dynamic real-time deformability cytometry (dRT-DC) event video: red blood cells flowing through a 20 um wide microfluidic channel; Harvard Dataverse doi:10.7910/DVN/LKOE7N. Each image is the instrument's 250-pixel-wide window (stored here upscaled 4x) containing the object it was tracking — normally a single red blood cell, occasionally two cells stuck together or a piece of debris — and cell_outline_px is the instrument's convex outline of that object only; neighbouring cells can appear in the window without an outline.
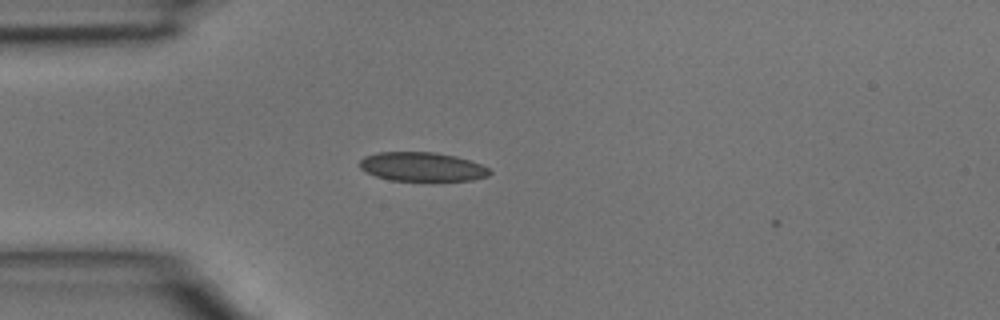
{"species": "common noctule bat (a hibernating species)", "species_latin": "Nyctalus noctula", "temperature_condition": "room temperature", "stored_images_in_passage": 3, "camera_frame_rate_fps": 3000, "um_per_image_px": 0.085, "animal": {"sex": "male", "body_mass_g": 15.6}, "frame": {"image": 1, "passage_image": 2, "time_ms": 0.333, "image_size_px": [1000, 320], "cell_outline_px": [[492, 172], [488, 176], [472, 180], [392, 180], [376, 176], [364, 172], [360, 168], [360, 160], [364, 156], [376, 152], [436, 152], [456, 156], [480, 164], [488, 168]], "centroid_in_image_um": [35.85, 14.16], "position_along_channel_um": 49.2, "area_um2": 21.91}}